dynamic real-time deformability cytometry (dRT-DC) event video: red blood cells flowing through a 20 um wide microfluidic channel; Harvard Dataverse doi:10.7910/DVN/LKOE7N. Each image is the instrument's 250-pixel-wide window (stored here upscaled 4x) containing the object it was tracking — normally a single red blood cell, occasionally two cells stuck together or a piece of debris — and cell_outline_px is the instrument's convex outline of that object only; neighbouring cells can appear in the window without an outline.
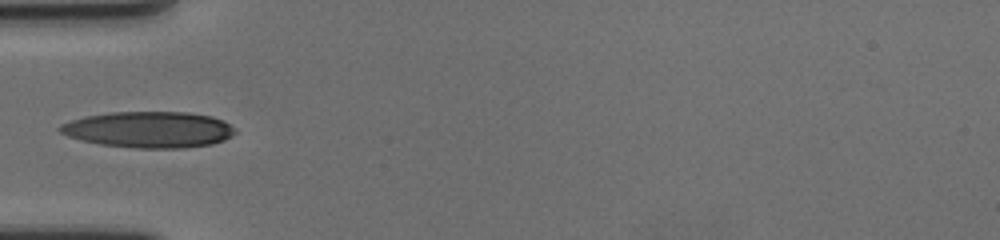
{"species": "human", "species_latin": "Homo sapiens", "temperature_condition": "cold", "stored_images_in_passage": 38, "camera_frame_rate_fps": 3000, "um_per_image_px": 0.085, "donor": {"sex": "female"}, "frame": {"image": 1, "passage_image": 1, "time_ms": 0.0, "image_size_px": [1000, 240], "cell_outline_px": [[236, 132], [232, 136], [224, 140], [212, 144], [184, 148], [136, 148], [100, 144], [80, 140], [68, 136], [60, 132], [56, 128], [60, 124], [72, 120], [88, 116], [108, 112], [188, 112], [212, 116], [224, 120], [236, 128]], "centroid_in_image_um": [12.68, 11.01], "position_along_channel_um": 72.3, "area_um2": 37.17}}
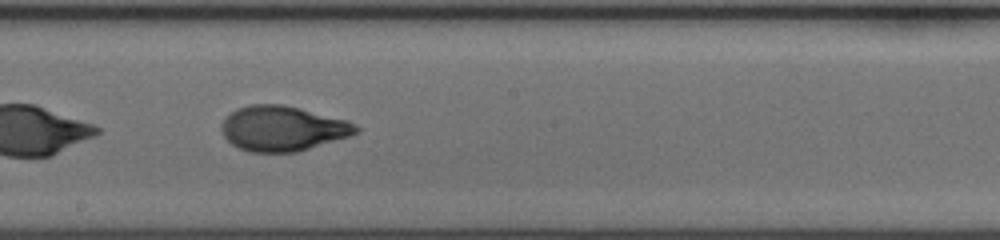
{"frame": {"image": 2, "passage_image": 14, "time_ms": 4.333, "image_size_px": [1000, 240], "cell_outline_px": [[360, 132], [348, 136], [296, 152], [248, 152], [232, 144], [224, 136], [220, 128], [220, 124], [236, 108], [248, 104], [284, 104], [348, 120], [356, 124], [360, 128]], "centroid_in_image_um": [24.02, 10.91], "position_along_channel_um": 224.2, "area_um2": 35.32}}
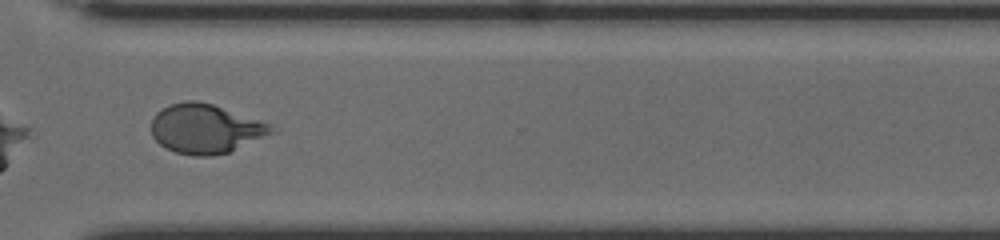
{"frame": {"image": 3, "passage_image": 25, "time_ms": 8.0, "image_size_px": [1000, 240], "cell_outline_px": [[276, 132], [228, 152], [212, 156], [192, 156], [176, 152], [160, 144], [152, 136], [152, 116], [160, 108], [168, 104], [184, 100], [196, 100], [212, 104], [272, 124]], "centroid_in_image_um": [17.45, 10.93], "position_along_channel_um": 353.2, "area_um2": 34.62}, "authors_computed_cell_mechanics": {"area_um2": 34.7667, "velocity_mm_per_s": 3.4971, "shape_relaxation_time_tau1_ms": 4.7654, "shape_relaxation_time_tau2_ms": 1.1998, "deformation_change_tau1": 0.2091, "deformation_change_tau2": 0.0617}}